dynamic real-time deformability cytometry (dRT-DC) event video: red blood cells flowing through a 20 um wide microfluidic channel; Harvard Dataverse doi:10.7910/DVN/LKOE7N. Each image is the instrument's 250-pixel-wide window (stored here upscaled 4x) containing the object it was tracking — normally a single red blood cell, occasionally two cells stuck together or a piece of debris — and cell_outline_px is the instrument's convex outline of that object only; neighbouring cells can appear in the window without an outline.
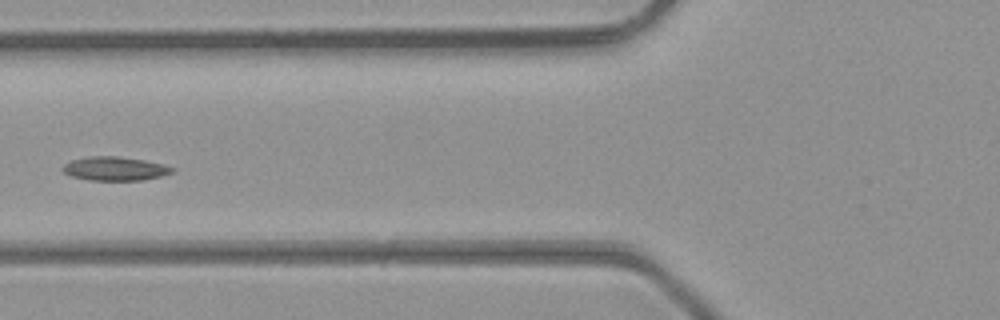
{"species": "common noctule bat (a hibernating species)", "species_latin": "Nyctalus noctula", "temperature_condition": "room temperature", "stored_images_in_passage": 5, "camera_frame_rate_fps": 3000, "um_per_image_px": 0.085, "animal": {"sex": "male", "body_mass_g": 23.1, "forearm_length_mm": 52.7}, "frame": {"image": 1, "passage_image": 4, "time_ms": 1.0, "image_size_px": [1000, 320], "cell_outline_px": [[176, 168], [172, 172], [160, 176], [144, 180], [88, 180], [72, 176], [64, 172], [60, 168], [64, 164], [72, 160], [88, 156], [120, 156], [144, 160], [164, 164]], "centroid_in_image_um": [9.76, 14.33], "position_along_channel_um": 116.0, "area_um2": 15.26}}
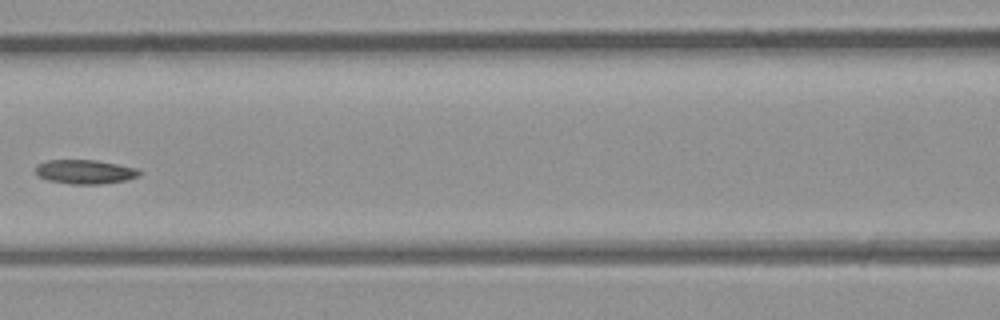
{"frame": {"image": 2, "passage_image": 5, "time_ms": 1.333, "image_size_px": [1000, 320], "cell_outline_px": [[144, 172], [140, 176], [124, 180], [100, 184], [72, 184], [48, 180], [36, 176], [36, 164], [48, 160], [96, 160], [140, 168]], "centroid_in_image_um": [7.26, 14.59], "position_along_channel_um": 159.3, "area_um2": 14.8}}